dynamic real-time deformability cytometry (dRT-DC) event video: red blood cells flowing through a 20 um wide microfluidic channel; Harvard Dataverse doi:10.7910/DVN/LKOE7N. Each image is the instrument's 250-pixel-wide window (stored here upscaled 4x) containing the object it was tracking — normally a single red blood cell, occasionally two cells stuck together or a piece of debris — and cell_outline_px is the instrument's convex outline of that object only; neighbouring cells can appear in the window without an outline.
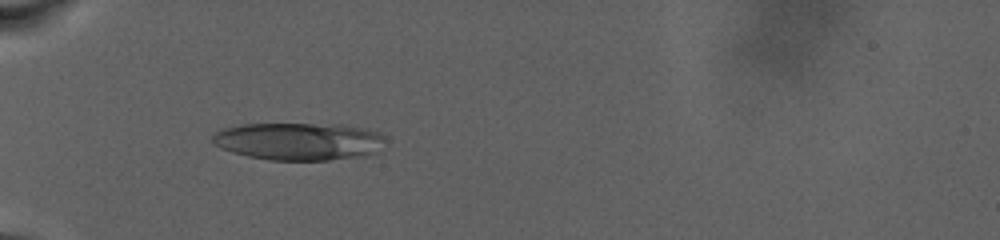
{"species": "human", "species_latin": "Homo sapiens", "temperature_condition": "warm", "stored_images_in_passage": 60, "camera_frame_rate_fps": 3000, "um_per_image_px": 0.085, "donor": {"sex": "male"}, "frame": {"image": 1, "passage_image": 5, "time_ms": 1.333, "image_size_px": [1000, 240], "cell_outline_px": [[384, 140], [376, 152], [364, 156], [328, 160], [268, 160], [248, 156], [232, 152], [220, 148], [212, 140], [212, 136], [220, 128], [240, 124], [340, 124], [380, 132]], "centroid_in_image_um": [25.35, 12.01], "position_along_channel_um": 59.6, "area_um2": 37.86}}
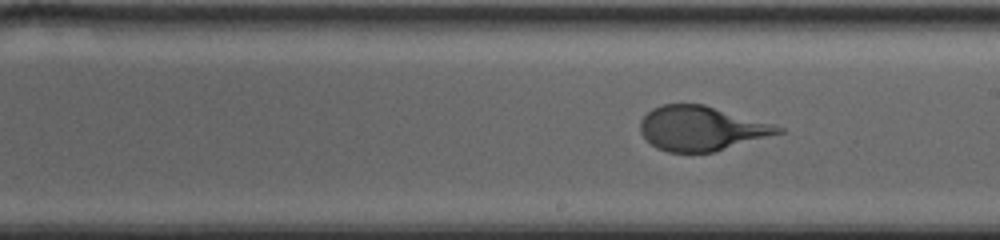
{"frame": {"image": 2, "passage_image": 27, "time_ms": 8.667, "image_size_px": [1000, 240], "cell_outline_px": [[784, 132], [716, 152], [668, 152], [656, 148], [640, 132], [640, 120], [652, 108], [664, 104], [704, 104], [772, 124], [784, 128]], "centroid_in_image_um": [59.6, 10.92], "position_along_channel_um": 229.4, "area_um2": 35.6}}
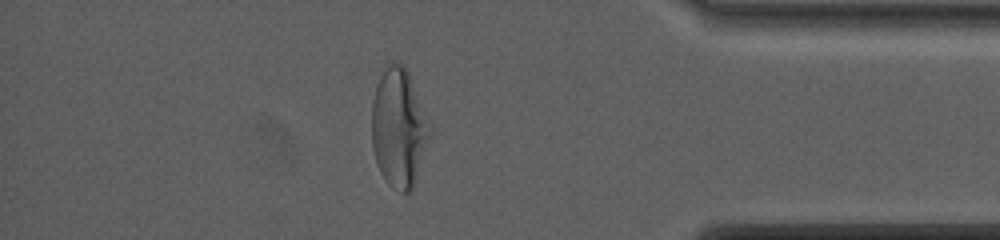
{"frame": {"image": 3, "passage_image": 50, "time_ms": 16.333, "image_size_px": [1000, 240], "cell_outline_px": [[432, 136], [412, 192], [400, 192], [392, 188], [384, 180], [380, 172], [372, 148], [372, 100], [376, 84], [380, 76], [388, 64], [400, 64], [408, 72], [432, 124]], "centroid_in_image_um": [33.94, 10.94], "position_along_channel_um": 401.3, "area_um2": 40.81}}